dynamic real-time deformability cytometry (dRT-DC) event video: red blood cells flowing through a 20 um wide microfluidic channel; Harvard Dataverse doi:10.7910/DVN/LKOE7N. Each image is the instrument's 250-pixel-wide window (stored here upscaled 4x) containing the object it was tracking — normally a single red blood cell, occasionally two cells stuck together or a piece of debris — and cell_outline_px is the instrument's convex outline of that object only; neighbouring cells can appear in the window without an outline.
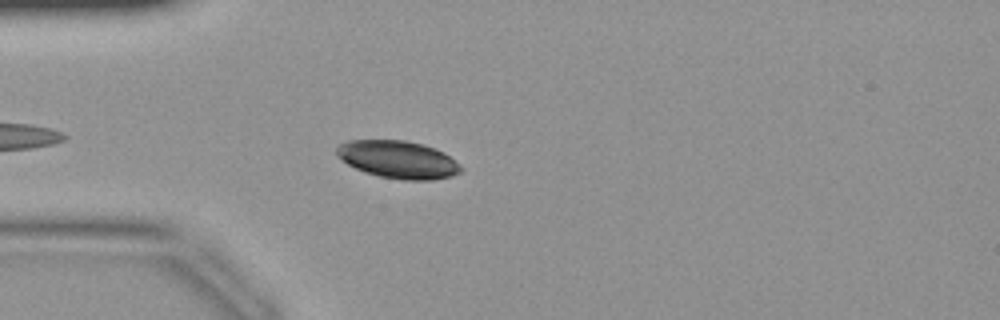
{"species": "common noctule bat (a hibernating species)", "species_latin": "Nyctalus noctula", "temperature_condition": "warm", "stored_images_in_passage": 29, "camera_frame_rate_fps": 3000, "um_per_image_px": 0.085, "animal": {"sex": "female", "body_mass_g": 19.9}, "frame": {"image": 1, "passage_image": 4, "time_ms": 1.0, "image_size_px": [1000, 320], "cell_outline_px": [[464, 168], [460, 172], [452, 176], [432, 180], [404, 180], [380, 176], [364, 172], [348, 164], [336, 156], [336, 148], [340, 144], [348, 140], [404, 140], [424, 144], [444, 152]], "centroid_in_image_um": [33.84, 13.56], "position_along_channel_um": 51.2, "area_um2": 27.28}}
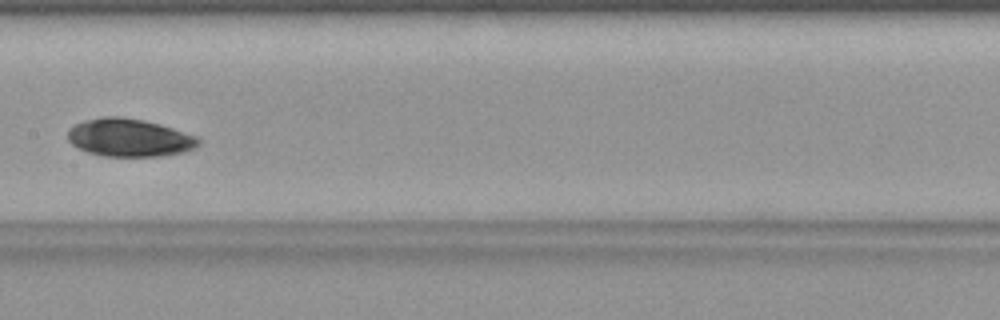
{"frame": {"image": 2, "passage_image": 14, "time_ms": 4.333, "image_size_px": [1000, 320], "cell_outline_px": [[200, 144], [196, 148], [184, 152], [160, 156], [104, 156], [88, 152], [72, 144], [68, 140], [68, 128], [84, 120], [104, 116], [120, 116], [144, 120], [160, 124], [196, 136], [200, 140]], "centroid_in_image_um": [11.0, 11.7], "position_along_channel_um": 196.4, "area_um2": 28.9}}
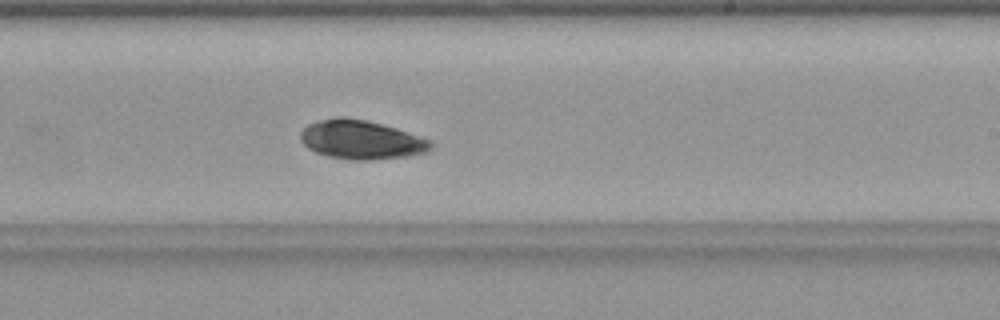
{"frame": {"image": 3, "passage_image": 18, "time_ms": 5.667, "image_size_px": [1000, 320], "cell_outline_px": [[432, 148], [424, 152], [408, 156], [368, 160], [352, 160], [328, 156], [316, 152], [308, 148], [300, 140], [300, 132], [308, 124], [320, 120], [340, 116], [344, 116], [364, 120], [396, 128], [432, 140]], "centroid_in_image_um": [30.69, 11.88], "position_along_channel_um": 258.3, "area_um2": 29.42}}